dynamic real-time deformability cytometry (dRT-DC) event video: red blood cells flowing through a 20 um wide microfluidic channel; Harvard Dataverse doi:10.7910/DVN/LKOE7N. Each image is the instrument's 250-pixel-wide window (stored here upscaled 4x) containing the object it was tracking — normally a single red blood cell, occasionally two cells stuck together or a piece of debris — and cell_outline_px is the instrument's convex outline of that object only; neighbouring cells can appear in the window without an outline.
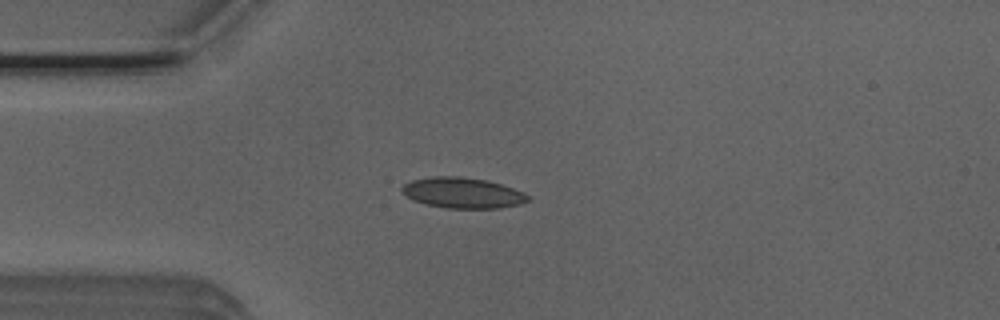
{"species": "Egyptian fruit bat (a non-hibernating species)", "species_latin": "Rousettus aegyptiacus", "temperature_condition": "room temperature", "stored_images_in_passage": 42, "camera_frame_rate_fps": 3000, "um_per_image_px": 0.085, "animal": {"sex": "male"}, "frame": {"image": 1, "passage_image": 3, "time_ms": 0.667, "image_size_px": [1000, 320], "cell_outline_px": [[532, 200], [520, 204], [500, 208], [448, 208], [424, 204], [412, 200], [400, 188], [404, 184], [412, 180], [432, 176], [460, 176], [488, 180], [524, 192]], "centroid_in_image_um": [39.34, 16.39], "position_along_channel_um": 45.7, "area_um2": 22.54}}
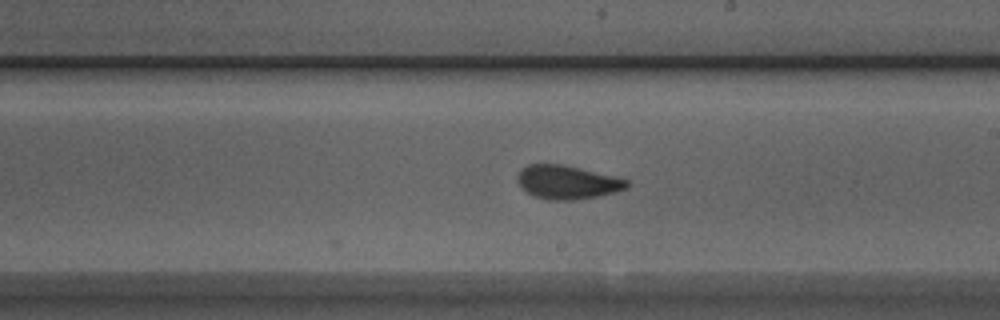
{"frame": {"image": 2, "passage_image": 19, "time_ms": 6.0, "image_size_px": [1000, 320], "cell_outline_px": [[632, 184], [628, 188], [616, 192], [596, 196], [572, 200], [548, 200], [532, 196], [520, 188], [516, 180], [516, 176], [520, 168], [528, 164], [564, 164], [616, 176], [628, 180]], "centroid_in_image_um": [48.19, 15.48], "position_along_channel_um": 240.8, "area_um2": 21.96}}
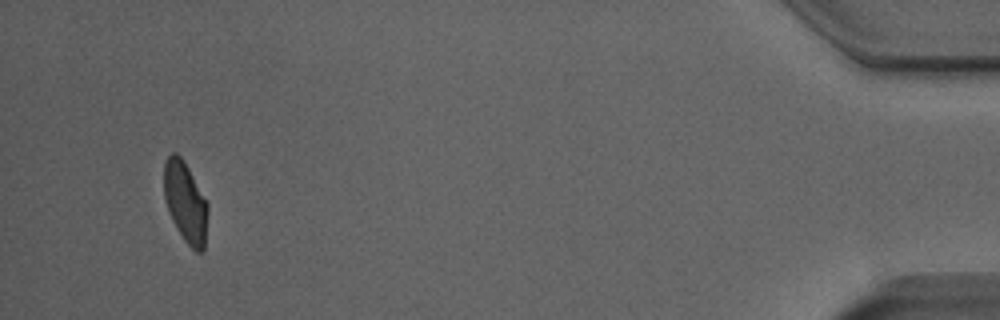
{"frame": {"image": 3, "passage_image": 39, "time_ms": 12.667, "image_size_px": [1000, 320], "cell_outline_px": [[208, 212], [204, 248], [200, 252], [196, 252], [184, 240], [172, 220], [164, 196], [164, 164], [168, 156], [172, 152], [176, 152], [184, 160], [208, 204]], "centroid_in_image_um": [15.76, 17.17], "position_along_channel_um": 419.4, "area_um2": 20.4}}